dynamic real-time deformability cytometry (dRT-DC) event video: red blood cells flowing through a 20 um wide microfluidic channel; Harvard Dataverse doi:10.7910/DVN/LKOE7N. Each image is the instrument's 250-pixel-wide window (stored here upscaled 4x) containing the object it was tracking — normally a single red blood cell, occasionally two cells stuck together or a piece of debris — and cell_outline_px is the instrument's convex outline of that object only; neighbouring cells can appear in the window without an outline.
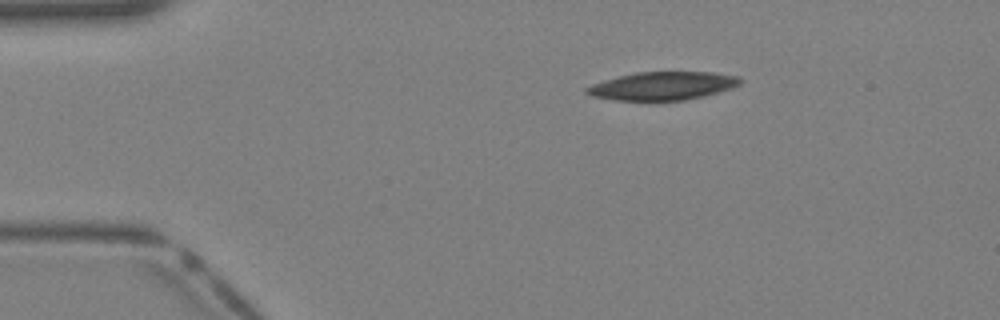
{"species": "Egyptian fruit bat (a non-hibernating species)", "species_latin": "Rousettus aegyptiacus", "temperature_condition": "warm", "stored_images_in_passage": 34, "camera_frame_rate_fps": 3000, "um_per_image_px": 0.085, "animal": {"sex": "female"}, "frame": {"image": 1, "passage_image": 1, "time_ms": 0.0, "image_size_px": [1000, 320], "cell_outline_px": [[740, 84], [732, 88], [704, 96], [684, 100], [616, 100], [592, 96], [584, 92], [584, 88], [592, 84], [604, 80], [636, 72], [712, 72], [740, 76]], "centroid_in_image_um": [56.32, 7.3], "position_along_channel_um": 28.7, "area_um2": 25.14}}
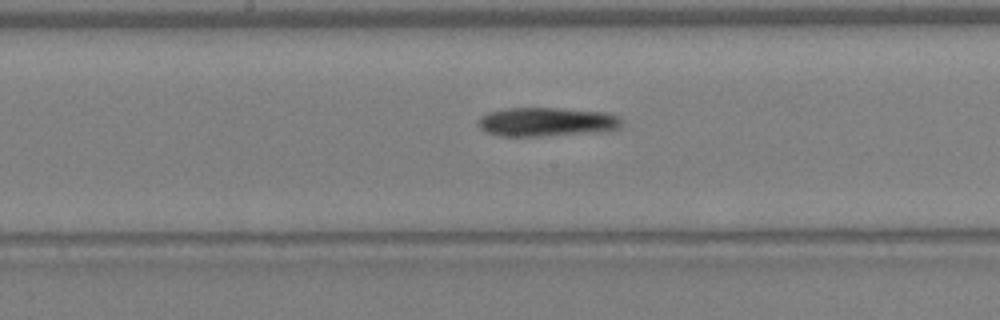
{"frame": {"image": 2, "passage_image": 15, "time_ms": 4.667, "image_size_px": [1000, 320], "cell_outline_px": [[624, 124], [620, 128], [608, 132], [540, 136], [500, 136], [488, 132], [480, 128], [476, 124], [480, 116], [488, 112], [504, 108], [556, 108], [604, 112], [620, 116], [624, 120]], "centroid_in_image_um": [46.53, 10.37], "position_along_channel_um": 201.7, "area_um2": 24.74}}
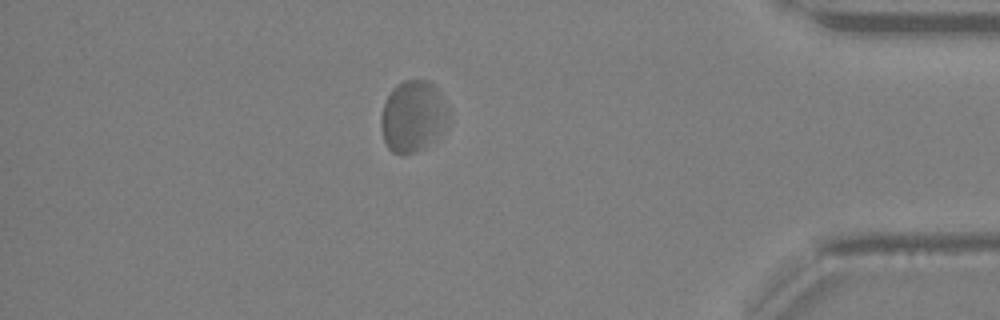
{"frame": {"image": 3, "passage_image": 29, "time_ms": 9.333, "image_size_px": [1000, 320], "cell_outline_px": [[448, 120], [432, 140], [424, 148], [416, 152], [392, 152], [388, 148], [384, 140], [380, 128], [380, 120], [384, 104], [392, 88], [404, 80], [428, 80], [440, 92], [448, 116]], "centroid_in_image_um": [35.05, 9.86], "position_along_channel_um": 400.2, "area_um2": 27.34}}